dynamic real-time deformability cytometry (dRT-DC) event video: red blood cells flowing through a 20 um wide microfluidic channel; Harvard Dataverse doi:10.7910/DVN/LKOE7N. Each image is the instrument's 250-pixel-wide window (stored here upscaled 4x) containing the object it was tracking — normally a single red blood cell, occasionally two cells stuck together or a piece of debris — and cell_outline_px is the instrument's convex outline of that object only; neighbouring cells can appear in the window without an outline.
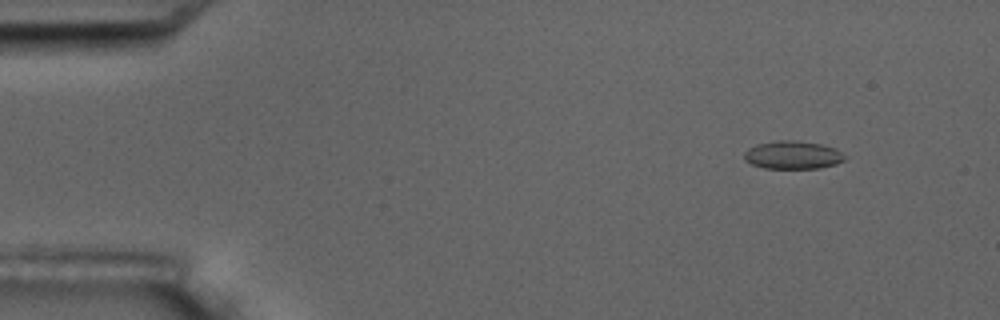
{"species": "common noctule bat (a hibernating species)", "species_latin": "Nyctalus noctula", "temperature_condition": "room temperature", "stored_images_in_passage": 5, "camera_frame_rate_fps": 3000, "um_per_image_px": 0.085, "animal": {"sex": "male", "body_mass_g": 17.5, "forearm_length_mm": 52.3}, "frame": {"image": 1, "passage_image": 2, "time_ms": 1.0, "image_size_px": [1000, 320], "cell_outline_px": [[848, 156], [844, 160], [836, 164], [820, 168], [764, 168], [752, 164], [744, 160], [744, 152], [748, 148], [756, 144], [776, 140], [796, 140], [820, 144], [836, 148]], "centroid_in_image_um": [67.4, 13.17], "position_along_channel_um": 17.6, "area_um2": 16.65}}
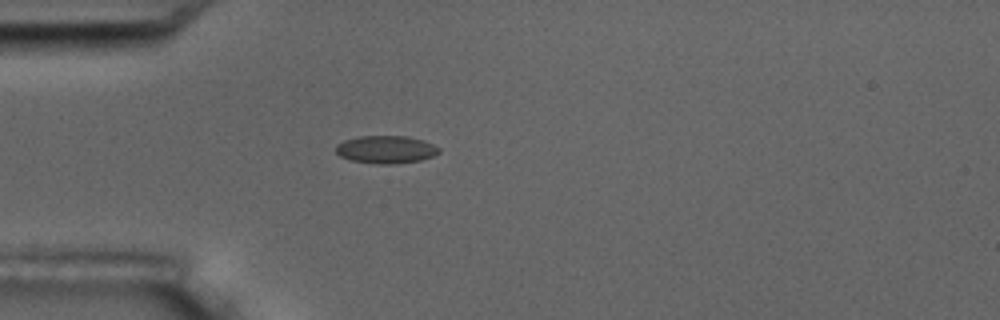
{"frame": {"image": 2, "passage_image": 5, "time_ms": 4.333, "image_size_px": [1000, 320], "cell_outline_px": [[440, 152], [432, 156], [420, 160], [392, 164], [376, 164], [352, 160], [340, 156], [336, 152], [336, 144], [344, 140], [360, 136], [404, 136], [424, 140], [440, 148]], "centroid_in_image_um": [32.8, 12.7], "position_along_channel_um": 52.2, "area_um2": 16.59}}